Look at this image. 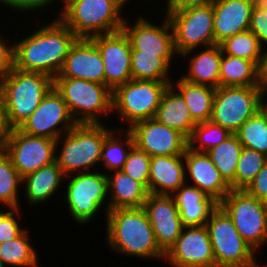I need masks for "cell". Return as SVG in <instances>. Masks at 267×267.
I'll list each match as a JSON object with an SVG mask.
<instances>
[{
	"label": "cell",
	"mask_w": 267,
	"mask_h": 267,
	"mask_svg": "<svg viewBox=\"0 0 267 267\" xmlns=\"http://www.w3.org/2000/svg\"><path fill=\"white\" fill-rule=\"evenodd\" d=\"M171 85L182 95L192 120L197 124L211 119L216 88L190 83L182 78ZM175 85V86H174Z\"/></svg>",
	"instance_id": "f546056e"
},
{
	"label": "cell",
	"mask_w": 267,
	"mask_h": 267,
	"mask_svg": "<svg viewBox=\"0 0 267 267\" xmlns=\"http://www.w3.org/2000/svg\"><path fill=\"white\" fill-rule=\"evenodd\" d=\"M2 36L0 37V79L6 76L14 67V44L8 45Z\"/></svg>",
	"instance_id": "f6af8a7d"
},
{
	"label": "cell",
	"mask_w": 267,
	"mask_h": 267,
	"mask_svg": "<svg viewBox=\"0 0 267 267\" xmlns=\"http://www.w3.org/2000/svg\"><path fill=\"white\" fill-rule=\"evenodd\" d=\"M261 72H262V87L266 94L267 93V50L265 51L264 65H263Z\"/></svg>",
	"instance_id": "c3c4849f"
},
{
	"label": "cell",
	"mask_w": 267,
	"mask_h": 267,
	"mask_svg": "<svg viewBox=\"0 0 267 267\" xmlns=\"http://www.w3.org/2000/svg\"><path fill=\"white\" fill-rule=\"evenodd\" d=\"M124 0H66L58 18L78 37L121 31L124 25Z\"/></svg>",
	"instance_id": "277c9868"
},
{
	"label": "cell",
	"mask_w": 267,
	"mask_h": 267,
	"mask_svg": "<svg viewBox=\"0 0 267 267\" xmlns=\"http://www.w3.org/2000/svg\"><path fill=\"white\" fill-rule=\"evenodd\" d=\"M212 4L215 45L249 30L252 0H214Z\"/></svg>",
	"instance_id": "7402d4cb"
},
{
	"label": "cell",
	"mask_w": 267,
	"mask_h": 267,
	"mask_svg": "<svg viewBox=\"0 0 267 267\" xmlns=\"http://www.w3.org/2000/svg\"><path fill=\"white\" fill-rule=\"evenodd\" d=\"M10 130L6 120L3 98L0 94V149H3Z\"/></svg>",
	"instance_id": "7dc6e473"
},
{
	"label": "cell",
	"mask_w": 267,
	"mask_h": 267,
	"mask_svg": "<svg viewBox=\"0 0 267 267\" xmlns=\"http://www.w3.org/2000/svg\"><path fill=\"white\" fill-rule=\"evenodd\" d=\"M245 190L258 200H267V162Z\"/></svg>",
	"instance_id": "7bdbcfd3"
},
{
	"label": "cell",
	"mask_w": 267,
	"mask_h": 267,
	"mask_svg": "<svg viewBox=\"0 0 267 267\" xmlns=\"http://www.w3.org/2000/svg\"><path fill=\"white\" fill-rule=\"evenodd\" d=\"M265 206H266V212H267V200L265 201Z\"/></svg>",
	"instance_id": "f5cc1de1"
},
{
	"label": "cell",
	"mask_w": 267,
	"mask_h": 267,
	"mask_svg": "<svg viewBox=\"0 0 267 267\" xmlns=\"http://www.w3.org/2000/svg\"><path fill=\"white\" fill-rule=\"evenodd\" d=\"M0 3L2 5L10 7L11 9H14L15 11L18 10L20 12H26L29 11L35 12L38 9L42 10V8H47L45 6H50L53 3V0H0Z\"/></svg>",
	"instance_id": "ee69618b"
},
{
	"label": "cell",
	"mask_w": 267,
	"mask_h": 267,
	"mask_svg": "<svg viewBox=\"0 0 267 267\" xmlns=\"http://www.w3.org/2000/svg\"><path fill=\"white\" fill-rule=\"evenodd\" d=\"M184 155L185 180L201 190L218 204L231 191L230 185L224 180L206 152H196L186 148ZM188 175V176H187Z\"/></svg>",
	"instance_id": "ffe728a7"
},
{
	"label": "cell",
	"mask_w": 267,
	"mask_h": 267,
	"mask_svg": "<svg viewBox=\"0 0 267 267\" xmlns=\"http://www.w3.org/2000/svg\"><path fill=\"white\" fill-rule=\"evenodd\" d=\"M173 58H161L158 54L142 53L140 50L131 51L132 79L155 80L172 83L168 75Z\"/></svg>",
	"instance_id": "4dcf8cb0"
},
{
	"label": "cell",
	"mask_w": 267,
	"mask_h": 267,
	"mask_svg": "<svg viewBox=\"0 0 267 267\" xmlns=\"http://www.w3.org/2000/svg\"><path fill=\"white\" fill-rule=\"evenodd\" d=\"M215 267H251L254 250L243 240L228 214L218 205L205 224Z\"/></svg>",
	"instance_id": "30bf717a"
},
{
	"label": "cell",
	"mask_w": 267,
	"mask_h": 267,
	"mask_svg": "<svg viewBox=\"0 0 267 267\" xmlns=\"http://www.w3.org/2000/svg\"><path fill=\"white\" fill-rule=\"evenodd\" d=\"M143 209L152 226L157 245L166 253L185 227L174 198L172 195L148 193Z\"/></svg>",
	"instance_id": "d6986e66"
},
{
	"label": "cell",
	"mask_w": 267,
	"mask_h": 267,
	"mask_svg": "<svg viewBox=\"0 0 267 267\" xmlns=\"http://www.w3.org/2000/svg\"><path fill=\"white\" fill-rule=\"evenodd\" d=\"M3 150L22 178L55 162V155L58 153L56 140L31 136L18 128L10 130Z\"/></svg>",
	"instance_id": "4fadbf2b"
},
{
	"label": "cell",
	"mask_w": 267,
	"mask_h": 267,
	"mask_svg": "<svg viewBox=\"0 0 267 267\" xmlns=\"http://www.w3.org/2000/svg\"><path fill=\"white\" fill-rule=\"evenodd\" d=\"M266 100L262 86L218 87L210 120L235 134L246 120L261 109Z\"/></svg>",
	"instance_id": "ba28073f"
},
{
	"label": "cell",
	"mask_w": 267,
	"mask_h": 267,
	"mask_svg": "<svg viewBox=\"0 0 267 267\" xmlns=\"http://www.w3.org/2000/svg\"><path fill=\"white\" fill-rule=\"evenodd\" d=\"M23 178L14 168L9 156L0 149V203L7 208H20L19 185Z\"/></svg>",
	"instance_id": "8d00e7d4"
},
{
	"label": "cell",
	"mask_w": 267,
	"mask_h": 267,
	"mask_svg": "<svg viewBox=\"0 0 267 267\" xmlns=\"http://www.w3.org/2000/svg\"><path fill=\"white\" fill-rule=\"evenodd\" d=\"M0 267H7V266H5L0 260Z\"/></svg>",
	"instance_id": "816d5d0a"
},
{
	"label": "cell",
	"mask_w": 267,
	"mask_h": 267,
	"mask_svg": "<svg viewBox=\"0 0 267 267\" xmlns=\"http://www.w3.org/2000/svg\"><path fill=\"white\" fill-rule=\"evenodd\" d=\"M112 174L106 173L108 192L112 194L110 200H107L108 204L105 205V215L113 209L143 207L148 190L122 170L113 171Z\"/></svg>",
	"instance_id": "d4e9b609"
},
{
	"label": "cell",
	"mask_w": 267,
	"mask_h": 267,
	"mask_svg": "<svg viewBox=\"0 0 267 267\" xmlns=\"http://www.w3.org/2000/svg\"><path fill=\"white\" fill-rule=\"evenodd\" d=\"M218 205L228 214L240 236L254 251L267 242L264 201L246 190H231Z\"/></svg>",
	"instance_id": "9c48e42d"
},
{
	"label": "cell",
	"mask_w": 267,
	"mask_h": 267,
	"mask_svg": "<svg viewBox=\"0 0 267 267\" xmlns=\"http://www.w3.org/2000/svg\"><path fill=\"white\" fill-rule=\"evenodd\" d=\"M173 34L174 46L178 55L190 58L193 51L202 46L215 45L213 4L188 8L176 13H166Z\"/></svg>",
	"instance_id": "8fae6325"
},
{
	"label": "cell",
	"mask_w": 267,
	"mask_h": 267,
	"mask_svg": "<svg viewBox=\"0 0 267 267\" xmlns=\"http://www.w3.org/2000/svg\"><path fill=\"white\" fill-rule=\"evenodd\" d=\"M25 229L18 237L0 244V260L8 267H38L36 249Z\"/></svg>",
	"instance_id": "836d02e7"
},
{
	"label": "cell",
	"mask_w": 267,
	"mask_h": 267,
	"mask_svg": "<svg viewBox=\"0 0 267 267\" xmlns=\"http://www.w3.org/2000/svg\"><path fill=\"white\" fill-rule=\"evenodd\" d=\"M124 21L122 30L128 36L132 50H140L142 53L158 54L161 58H173L177 52L174 46V34L169 18L157 26L145 17L139 19L131 26Z\"/></svg>",
	"instance_id": "ac0fdd59"
},
{
	"label": "cell",
	"mask_w": 267,
	"mask_h": 267,
	"mask_svg": "<svg viewBox=\"0 0 267 267\" xmlns=\"http://www.w3.org/2000/svg\"><path fill=\"white\" fill-rule=\"evenodd\" d=\"M67 176L68 179L71 177L64 196L68 204L67 210L74 221L83 226L92 221L102 205L107 202L106 199H109L107 175L106 172L93 170Z\"/></svg>",
	"instance_id": "7c38bea8"
},
{
	"label": "cell",
	"mask_w": 267,
	"mask_h": 267,
	"mask_svg": "<svg viewBox=\"0 0 267 267\" xmlns=\"http://www.w3.org/2000/svg\"><path fill=\"white\" fill-rule=\"evenodd\" d=\"M151 157L144 151L134 146L121 169L135 181L140 182L148 190Z\"/></svg>",
	"instance_id": "ab89813d"
},
{
	"label": "cell",
	"mask_w": 267,
	"mask_h": 267,
	"mask_svg": "<svg viewBox=\"0 0 267 267\" xmlns=\"http://www.w3.org/2000/svg\"><path fill=\"white\" fill-rule=\"evenodd\" d=\"M128 130L135 146L150 157L183 155L188 147V139L182 133L155 118L138 122Z\"/></svg>",
	"instance_id": "2e32d148"
},
{
	"label": "cell",
	"mask_w": 267,
	"mask_h": 267,
	"mask_svg": "<svg viewBox=\"0 0 267 267\" xmlns=\"http://www.w3.org/2000/svg\"><path fill=\"white\" fill-rule=\"evenodd\" d=\"M54 88L76 123L100 124L112 111L113 91L106 85L70 77H55Z\"/></svg>",
	"instance_id": "8992f818"
},
{
	"label": "cell",
	"mask_w": 267,
	"mask_h": 267,
	"mask_svg": "<svg viewBox=\"0 0 267 267\" xmlns=\"http://www.w3.org/2000/svg\"><path fill=\"white\" fill-rule=\"evenodd\" d=\"M267 162V156L243 147L235 173V190H245Z\"/></svg>",
	"instance_id": "f35d334b"
},
{
	"label": "cell",
	"mask_w": 267,
	"mask_h": 267,
	"mask_svg": "<svg viewBox=\"0 0 267 267\" xmlns=\"http://www.w3.org/2000/svg\"><path fill=\"white\" fill-rule=\"evenodd\" d=\"M243 147L267 156V100L235 133Z\"/></svg>",
	"instance_id": "e575fe53"
},
{
	"label": "cell",
	"mask_w": 267,
	"mask_h": 267,
	"mask_svg": "<svg viewBox=\"0 0 267 267\" xmlns=\"http://www.w3.org/2000/svg\"><path fill=\"white\" fill-rule=\"evenodd\" d=\"M214 0H170L166 5V13H176L188 8L204 6Z\"/></svg>",
	"instance_id": "bcb514c9"
},
{
	"label": "cell",
	"mask_w": 267,
	"mask_h": 267,
	"mask_svg": "<svg viewBox=\"0 0 267 267\" xmlns=\"http://www.w3.org/2000/svg\"><path fill=\"white\" fill-rule=\"evenodd\" d=\"M262 86L261 69L252 61L222 54L219 87Z\"/></svg>",
	"instance_id": "f1b7e54d"
},
{
	"label": "cell",
	"mask_w": 267,
	"mask_h": 267,
	"mask_svg": "<svg viewBox=\"0 0 267 267\" xmlns=\"http://www.w3.org/2000/svg\"><path fill=\"white\" fill-rule=\"evenodd\" d=\"M155 119L169 128L179 131L187 139L196 125L184 98L172 85L165 90Z\"/></svg>",
	"instance_id": "484cf974"
},
{
	"label": "cell",
	"mask_w": 267,
	"mask_h": 267,
	"mask_svg": "<svg viewBox=\"0 0 267 267\" xmlns=\"http://www.w3.org/2000/svg\"><path fill=\"white\" fill-rule=\"evenodd\" d=\"M171 83L131 79L113 90L112 111L131 128L134 124L155 118L162 96Z\"/></svg>",
	"instance_id": "52a82bcc"
},
{
	"label": "cell",
	"mask_w": 267,
	"mask_h": 267,
	"mask_svg": "<svg viewBox=\"0 0 267 267\" xmlns=\"http://www.w3.org/2000/svg\"><path fill=\"white\" fill-rule=\"evenodd\" d=\"M255 253H256V251H254V253H253L251 267H261L260 264L256 261ZM263 267H267V265H263Z\"/></svg>",
	"instance_id": "f907efd6"
},
{
	"label": "cell",
	"mask_w": 267,
	"mask_h": 267,
	"mask_svg": "<svg viewBox=\"0 0 267 267\" xmlns=\"http://www.w3.org/2000/svg\"><path fill=\"white\" fill-rule=\"evenodd\" d=\"M111 131L104 123H77L56 140V149L60 142L62 147L55 161L66 179L73 173L90 172L92 167L100 164L103 141Z\"/></svg>",
	"instance_id": "5b68a950"
},
{
	"label": "cell",
	"mask_w": 267,
	"mask_h": 267,
	"mask_svg": "<svg viewBox=\"0 0 267 267\" xmlns=\"http://www.w3.org/2000/svg\"><path fill=\"white\" fill-rule=\"evenodd\" d=\"M243 149L236 134H232L221 144L210 149L207 154L224 180L235 190V173Z\"/></svg>",
	"instance_id": "1f68e13d"
},
{
	"label": "cell",
	"mask_w": 267,
	"mask_h": 267,
	"mask_svg": "<svg viewBox=\"0 0 267 267\" xmlns=\"http://www.w3.org/2000/svg\"><path fill=\"white\" fill-rule=\"evenodd\" d=\"M119 130V127L118 130H112L103 141L100 163H104L103 165L108 171L121 170L131 149L135 146L132 133L129 130H124V128ZM121 134L124 139L123 136L120 137Z\"/></svg>",
	"instance_id": "d6a6232c"
},
{
	"label": "cell",
	"mask_w": 267,
	"mask_h": 267,
	"mask_svg": "<svg viewBox=\"0 0 267 267\" xmlns=\"http://www.w3.org/2000/svg\"><path fill=\"white\" fill-rule=\"evenodd\" d=\"M184 226L205 225L218 206L211 197L186 182L172 194Z\"/></svg>",
	"instance_id": "cb8c5ba5"
},
{
	"label": "cell",
	"mask_w": 267,
	"mask_h": 267,
	"mask_svg": "<svg viewBox=\"0 0 267 267\" xmlns=\"http://www.w3.org/2000/svg\"><path fill=\"white\" fill-rule=\"evenodd\" d=\"M105 217L106 242L114 252L155 261L165 258L143 207L109 210Z\"/></svg>",
	"instance_id": "7a4b0ae2"
},
{
	"label": "cell",
	"mask_w": 267,
	"mask_h": 267,
	"mask_svg": "<svg viewBox=\"0 0 267 267\" xmlns=\"http://www.w3.org/2000/svg\"><path fill=\"white\" fill-rule=\"evenodd\" d=\"M219 45L223 54L252 61L262 70L265 50L260 46L258 38L250 30L237 33L225 39Z\"/></svg>",
	"instance_id": "d590c367"
},
{
	"label": "cell",
	"mask_w": 267,
	"mask_h": 267,
	"mask_svg": "<svg viewBox=\"0 0 267 267\" xmlns=\"http://www.w3.org/2000/svg\"><path fill=\"white\" fill-rule=\"evenodd\" d=\"M249 30L258 38L260 46L266 51L267 11L261 9H252Z\"/></svg>",
	"instance_id": "b9f144b4"
},
{
	"label": "cell",
	"mask_w": 267,
	"mask_h": 267,
	"mask_svg": "<svg viewBox=\"0 0 267 267\" xmlns=\"http://www.w3.org/2000/svg\"><path fill=\"white\" fill-rule=\"evenodd\" d=\"M232 133L211 120L197 123L188 138V148L196 152H208L221 144ZM197 143V144H196Z\"/></svg>",
	"instance_id": "74e56055"
},
{
	"label": "cell",
	"mask_w": 267,
	"mask_h": 267,
	"mask_svg": "<svg viewBox=\"0 0 267 267\" xmlns=\"http://www.w3.org/2000/svg\"><path fill=\"white\" fill-rule=\"evenodd\" d=\"M63 176H65L58 166L57 162H53L49 165L43 166L37 171L26 175L23 178L22 183L25 188L27 201L31 204H39L47 202L52 198L61 187V183L64 182Z\"/></svg>",
	"instance_id": "83f0119b"
},
{
	"label": "cell",
	"mask_w": 267,
	"mask_h": 267,
	"mask_svg": "<svg viewBox=\"0 0 267 267\" xmlns=\"http://www.w3.org/2000/svg\"><path fill=\"white\" fill-rule=\"evenodd\" d=\"M253 9H261L267 11V0H252Z\"/></svg>",
	"instance_id": "681fc988"
},
{
	"label": "cell",
	"mask_w": 267,
	"mask_h": 267,
	"mask_svg": "<svg viewBox=\"0 0 267 267\" xmlns=\"http://www.w3.org/2000/svg\"><path fill=\"white\" fill-rule=\"evenodd\" d=\"M164 260L173 267H215L212 245L205 225L185 226Z\"/></svg>",
	"instance_id": "e0dca14e"
},
{
	"label": "cell",
	"mask_w": 267,
	"mask_h": 267,
	"mask_svg": "<svg viewBox=\"0 0 267 267\" xmlns=\"http://www.w3.org/2000/svg\"><path fill=\"white\" fill-rule=\"evenodd\" d=\"M97 46L104 65L105 85L112 91L132 79V46L123 30L90 38Z\"/></svg>",
	"instance_id": "9a60e30c"
},
{
	"label": "cell",
	"mask_w": 267,
	"mask_h": 267,
	"mask_svg": "<svg viewBox=\"0 0 267 267\" xmlns=\"http://www.w3.org/2000/svg\"><path fill=\"white\" fill-rule=\"evenodd\" d=\"M220 45H213L203 48L198 54L191 55L187 75L182 79L194 83L207 85L213 88L219 87L220 62L222 57Z\"/></svg>",
	"instance_id": "4316f807"
},
{
	"label": "cell",
	"mask_w": 267,
	"mask_h": 267,
	"mask_svg": "<svg viewBox=\"0 0 267 267\" xmlns=\"http://www.w3.org/2000/svg\"><path fill=\"white\" fill-rule=\"evenodd\" d=\"M77 36L59 19L39 27L22 40L14 41V67L40 72L53 79L63 67L68 51Z\"/></svg>",
	"instance_id": "6da1fadb"
},
{
	"label": "cell",
	"mask_w": 267,
	"mask_h": 267,
	"mask_svg": "<svg viewBox=\"0 0 267 267\" xmlns=\"http://www.w3.org/2000/svg\"><path fill=\"white\" fill-rule=\"evenodd\" d=\"M76 124L67 104L53 87L18 129L31 136L57 140Z\"/></svg>",
	"instance_id": "5bb4252c"
},
{
	"label": "cell",
	"mask_w": 267,
	"mask_h": 267,
	"mask_svg": "<svg viewBox=\"0 0 267 267\" xmlns=\"http://www.w3.org/2000/svg\"><path fill=\"white\" fill-rule=\"evenodd\" d=\"M185 182L184 155L151 157L148 193L172 195Z\"/></svg>",
	"instance_id": "603a6c76"
},
{
	"label": "cell",
	"mask_w": 267,
	"mask_h": 267,
	"mask_svg": "<svg viewBox=\"0 0 267 267\" xmlns=\"http://www.w3.org/2000/svg\"><path fill=\"white\" fill-rule=\"evenodd\" d=\"M53 87L51 76L15 67L0 79V94L9 128L17 129L27 120Z\"/></svg>",
	"instance_id": "3957f363"
},
{
	"label": "cell",
	"mask_w": 267,
	"mask_h": 267,
	"mask_svg": "<svg viewBox=\"0 0 267 267\" xmlns=\"http://www.w3.org/2000/svg\"><path fill=\"white\" fill-rule=\"evenodd\" d=\"M56 77L77 78L105 85L103 60L96 44L90 38H77Z\"/></svg>",
	"instance_id": "44dd1931"
},
{
	"label": "cell",
	"mask_w": 267,
	"mask_h": 267,
	"mask_svg": "<svg viewBox=\"0 0 267 267\" xmlns=\"http://www.w3.org/2000/svg\"><path fill=\"white\" fill-rule=\"evenodd\" d=\"M20 211L19 208L0 209V244L15 239L25 230L15 218L21 215Z\"/></svg>",
	"instance_id": "60d3db41"
}]
</instances>
